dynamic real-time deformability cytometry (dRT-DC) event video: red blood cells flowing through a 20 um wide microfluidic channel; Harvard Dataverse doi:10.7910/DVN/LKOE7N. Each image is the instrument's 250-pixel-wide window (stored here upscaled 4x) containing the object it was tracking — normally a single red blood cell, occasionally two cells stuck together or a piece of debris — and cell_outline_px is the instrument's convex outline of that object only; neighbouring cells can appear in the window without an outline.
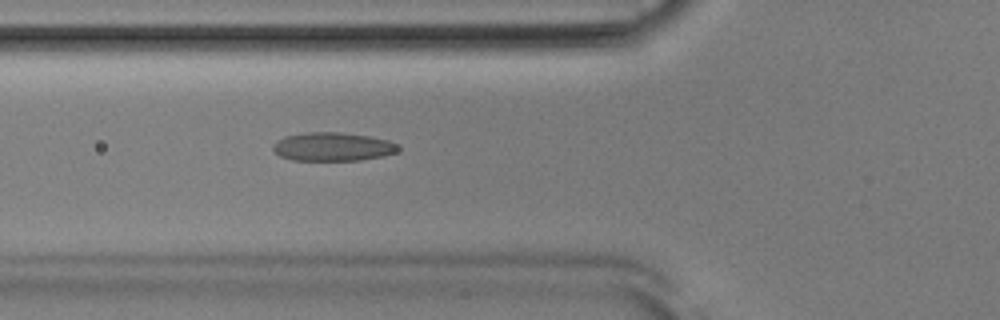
{"species": "Egyptian fruit bat (a non-hibernating species)", "species_latin": "Rousettus aegyptiacus", "temperature_condition": "room temperature", "stored_images_in_passage": 52, "camera_frame_rate_fps": 3000, "um_per_image_px": 0.085, "animal": {"sex": "male"}, "frame": {"image": 1, "passage_image": 19, "time_ms": 6.0, "image_size_px": [1000, 320], "cell_outline_px": [[400, 148], [396, 152], [384, 156], [360, 160], [292, 160], [280, 156], [272, 148], [272, 144], [276, 140], [284, 136], [308, 132], [340, 132], [368, 136], [388, 140], [396, 144]], "centroid_in_image_um": [28.26, 12.47], "position_along_channel_um": 97.5, "area_um2": 20.87}}
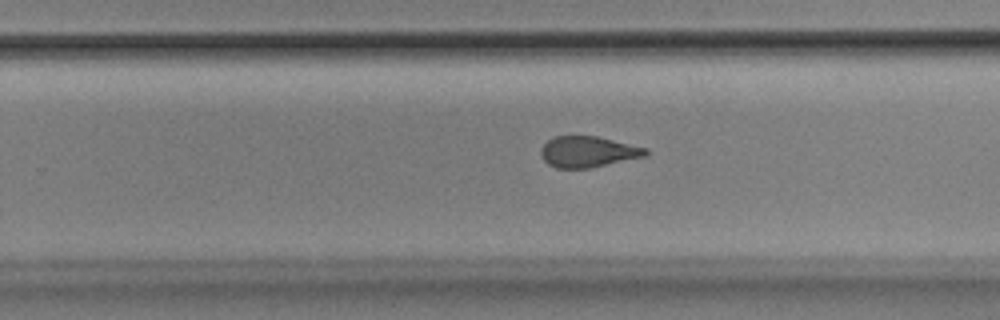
{"frame": {"image": 2, "passage_image": 33, "time_ms": 10.667, "image_size_px": [1000, 320], "cell_outline_px": [[648, 152], [644, 156], [588, 168], [556, 168], [548, 164], [540, 156], [540, 148], [552, 136], [596, 136], [648, 148]], "centroid_in_image_um": [49.92, 12.89], "position_along_channel_um": 279.9, "area_um2": 18.79}}
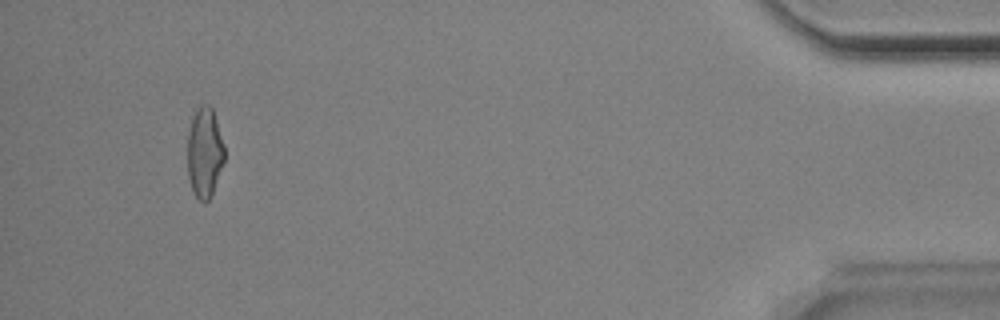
{"frame": {"image": 3, "passage_image": 49, "time_ms": 16.0, "image_size_px": [1000, 320], "cell_outline_px": [[224, 160], [212, 192], [208, 200], [204, 204], [192, 192], [188, 176], [188, 132], [192, 120], [200, 104], [208, 104], [212, 108], [224, 144]], "centroid_in_image_um": [17.38, 12.97], "position_along_channel_um": 417.8, "area_um2": 19.13}, "authors_computed_cell_mechanics": {"area_um2": 20.2589, "velocity_mm_per_s": 3.9125, "shape_relaxation_time_tau1_ms": 5.7327, "shape_relaxation_time_tau2_ms": 1.3212, "deformation_change_tau1": 0.1629, "deformation_change_tau2": 0.0767}}